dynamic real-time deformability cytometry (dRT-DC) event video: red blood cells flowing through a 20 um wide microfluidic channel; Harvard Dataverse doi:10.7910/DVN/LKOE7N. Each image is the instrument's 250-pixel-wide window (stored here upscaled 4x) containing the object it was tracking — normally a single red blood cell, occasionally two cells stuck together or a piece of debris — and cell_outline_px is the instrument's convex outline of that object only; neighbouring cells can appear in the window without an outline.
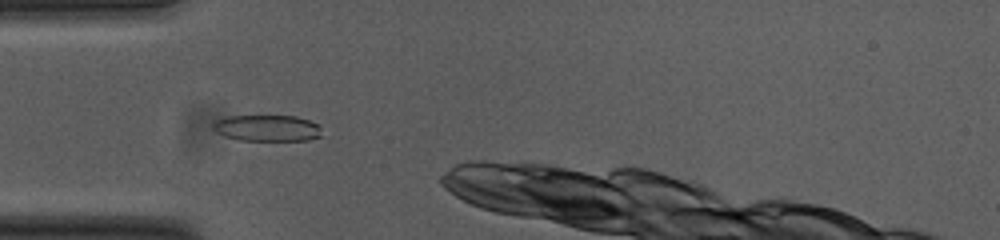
{"species": "common noctule bat (a hibernating species)", "species_latin": "Nyctalus noctula", "temperature_condition": "cold", "stored_images_in_passage": 24, "camera_frame_rate_fps": 3000, "um_per_image_px": 0.085, "animal": {"sex": "female", "body_mass_g": 23.0, "forearm_length_mm": 53.4}, "frame": {"image": 1, "passage_image": 17, "time_ms": 5.333, "image_size_px": [1000, 240], "cell_outline_px": [[320, 136], [308, 140], [240, 140], [224, 136], [216, 132], [212, 128], [212, 124], [216, 120], [228, 116], [296, 116], [320, 124]], "centroid_in_image_um": [22.69, 10.88], "position_along_channel_um": 62.3, "area_um2": 16.65}}
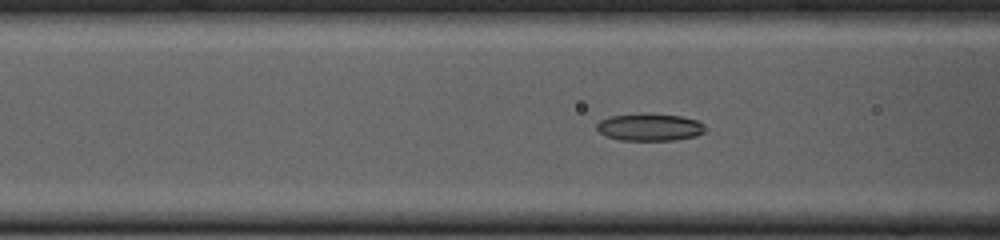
{"frame": {"image": 2, "passage_image": 21, "time_ms": 6.667, "image_size_px": [1000, 240], "cell_outline_px": [[704, 132], [696, 136], [676, 140], [620, 140], [608, 136], [600, 132], [596, 128], [596, 124], [600, 120], [612, 116], [680, 116], [696, 120], [704, 124]], "centroid_in_image_um": [55.24, 10.86], "position_along_channel_um": 111.4, "area_um2": 16.36}}